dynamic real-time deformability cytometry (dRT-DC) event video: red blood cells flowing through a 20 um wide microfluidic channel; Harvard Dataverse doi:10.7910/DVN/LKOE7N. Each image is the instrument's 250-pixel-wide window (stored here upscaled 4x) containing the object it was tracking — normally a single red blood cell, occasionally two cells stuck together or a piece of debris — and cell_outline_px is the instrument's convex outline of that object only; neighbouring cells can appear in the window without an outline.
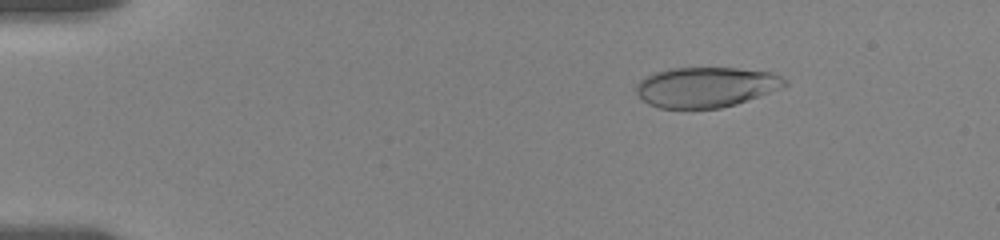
{"species": "human", "species_latin": "Homo sapiens", "temperature_condition": "room temperature", "stored_images_in_passage": 22, "camera_frame_rate_fps": 3000, "um_per_image_px": 0.085, "donor": {"sex": "female"}, "frame": {"image": 1, "passage_image": 6, "time_ms": 2.667, "image_size_px": [1000, 240], "cell_outline_px": [[788, 84], [780, 88], [736, 104], [720, 108], [660, 108], [648, 104], [640, 100], [636, 92], [636, 84], [640, 80], [652, 72], [668, 68], [736, 68], [768, 72], [780, 76], [788, 80]], "centroid_in_image_um": [59.94, 7.4], "position_along_channel_um": 25.1, "area_um2": 34.85}}
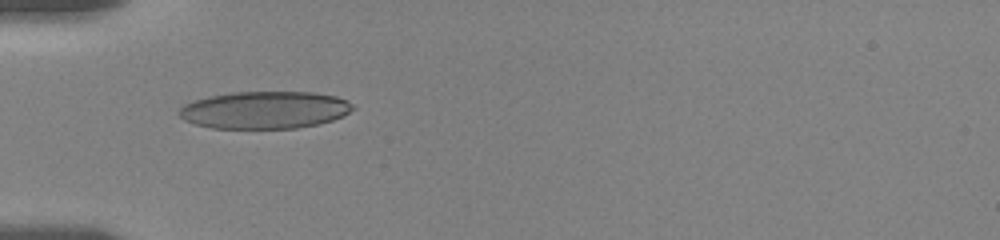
{"frame": {"image": 2, "passage_image": 19, "time_ms": 6.0, "image_size_px": [1000, 240], "cell_outline_px": [[356, 108], [344, 116], [320, 124], [296, 128], [212, 128], [196, 124], [184, 120], [176, 112], [184, 104], [196, 100], [212, 96], [232, 92], [316, 92], [336, 96], [348, 100]], "centroid_in_image_um": [22.55, 9.35], "position_along_channel_um": 62.5, "area_um2": 37.97}}
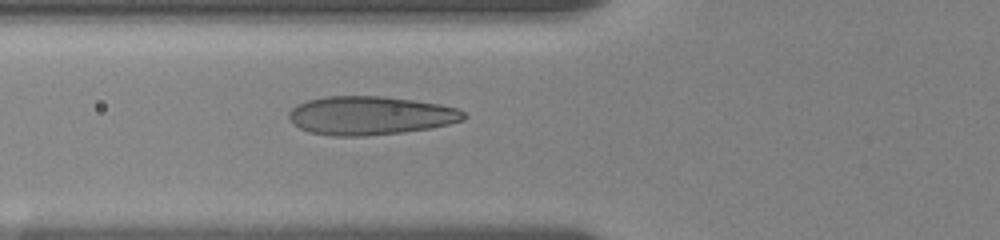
{"frame": {"image": 3, "passage_image": 22, "time_ms": 7.0, "image_size_px": [1000, 240], "cell_outline_px": [[468, 116], [464, 120], [432, 128], [400, 132], [364, 136], [332, 136], [308, 132], [292, 124], [288, 116], [288, 112], [296, 104], [308, 100], [328, 96], [380, 96], [412, 100], [440, 104], [460, 108]], "centroid_in_image_um": [31.47, 9.82], "position_along_channel_um": 94.3, "area_um2": 39.54}}